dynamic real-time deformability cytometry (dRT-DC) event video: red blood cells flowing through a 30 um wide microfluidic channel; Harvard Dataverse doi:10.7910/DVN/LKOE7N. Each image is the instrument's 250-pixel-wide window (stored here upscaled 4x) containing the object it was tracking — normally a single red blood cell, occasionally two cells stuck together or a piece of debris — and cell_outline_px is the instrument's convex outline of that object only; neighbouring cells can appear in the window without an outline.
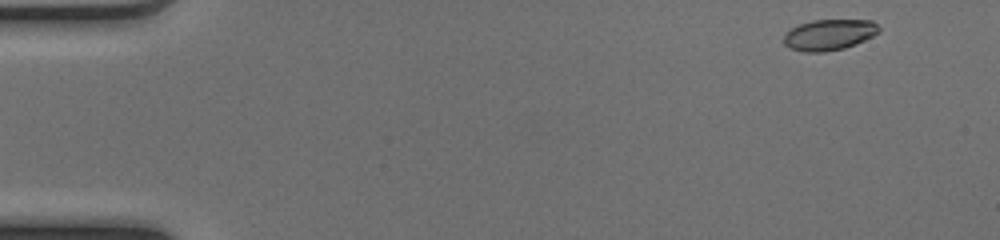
{"species": "common noctule bat (a hibernating species)", "species_latin": "Nyctalus noctula", "temperature_condition": "cold", "stored_images_in_passage": 48, "camera_frame_rate_fps": 3000, "um_per_image_px": 0.085, "animal": {"sex": "female", "body_mass_g": 17.0, "forearm_length_mm": 48.0}, "frame": {"image": 1, "passage_image": 1, "time_ms": 0.0, "image_size_px": [1000, 240], "cell_outline_px": [[880, 32], [856, 44], [844, 48], [824, 52], [804, 52], [792, 48], [784, 44], [784, 36], [792, 28], [800, 24], [812, 20], [872, 20], [880, 28]], "centroid_in_image_um": [70.5, 2.95], "position_along_channel_um": 14.5, "area_um2": 16.99}}
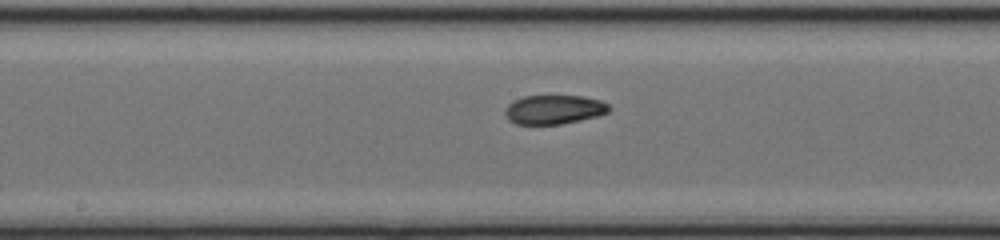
{"frame": {"image": 2, "passage_image": 24, "time_ms": 7.667, "image_size_px": [1000, 240], "cell_outline_px": [[612, 108], [608, 112], [596, 116], [580, 120], [560, 124], [516, 124], [508, 120], [504, 112], [504, 108], [512, 100], [524, 96], [584, 96], [600, 100], [608, 104]], "centroid_in_image_um": [47.06, 9.3], "position_along_channel_um": 201.1, "area_um2": 17.74}}
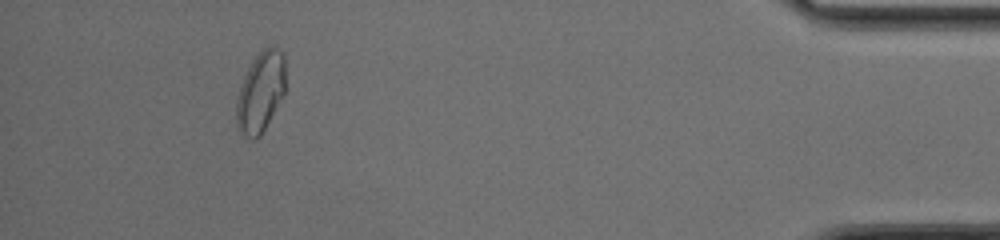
{"frame": {"image": 3, "passage_image": 44, "time_ms": 14.333, "image_size_px": [1000, 240], "cell_outline_px": [[284, 92], [260, 136], [252, 140], [244, 136], [236, 128], [236, 96], [244, 76], [252, 60], [268, 44], [272, 44], [284, 52]], "centroid_in_image_um": [22.12, 7.8], "position_along_channel_um": 413.1, "area_um2": 23.0}, "authors_computed_cell_mechanics": {"area_um2": 18.1203, "velocity_mm_per_s": 4.1023, "shape_relaxation_time_tau1_ms": null, "shape_relaxation_time_tau2_ms": 1.8731, "deformation_change_tau1": null, "deformation_change_tau2": 0.0595}}